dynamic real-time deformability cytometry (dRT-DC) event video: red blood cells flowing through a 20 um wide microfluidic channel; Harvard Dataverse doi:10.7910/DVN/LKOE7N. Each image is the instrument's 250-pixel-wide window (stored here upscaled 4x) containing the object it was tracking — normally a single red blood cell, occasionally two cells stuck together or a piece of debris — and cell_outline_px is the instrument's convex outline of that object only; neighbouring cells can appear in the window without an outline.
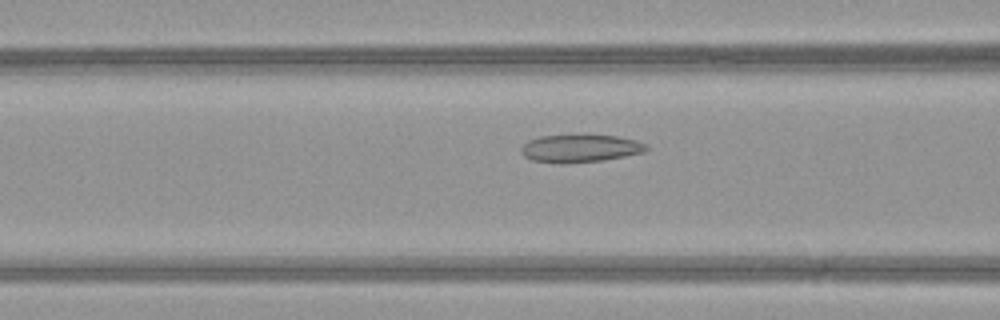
{"species": "common noctule bat (a hibernating species)", "species_latin": "Nyctalus noctula", "temperature_condition": "warm", "stored_images_in_passage": 26, "camera_frame_rate_fps": 3000, "um_per_image_px": 0.085, "animal": {"sex": "female", "body_mass_g": 21.9}, "frame": {"image": 1, "passage_image": 4, "time_ms": 1.0, "image_size_px": [1000, 320], "cell_outline_px": [[648, 148], [644, 152], [604, 160], [560, 164], [532, 160], [524, 156], [520, 152], [520, 148], [528, 140], [540, 136], [616, 136], [636, 140], [648, 144]], "centroid_in_image_um": [49.3, 12.63], "position_along_channel_um": 117.3, "area_um2": 20.06}}
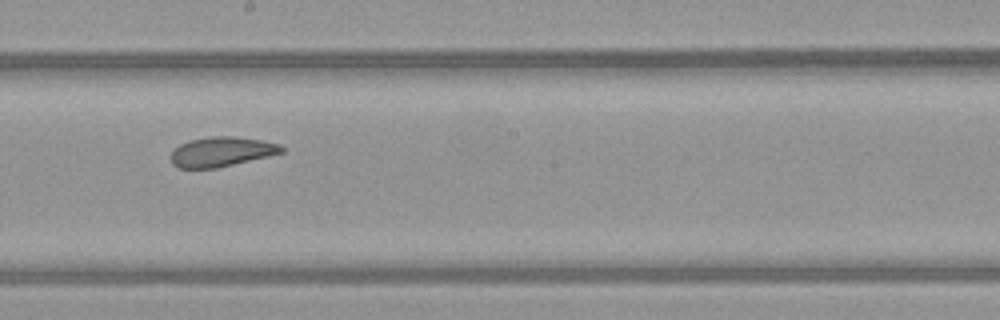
{"frame": {"image": 2, "passage_image": 12, "time_ms": 3.667, "image_size_px": [1000, 320], "cell_outline_px": [[284, 152], [268, 156], [216, 168], [180, 168], [172, 164], [172, 152], [180, 144], [192, 140], [212, 136], [232, 136], [260, 140], [280, 144], [284, 148]], "centroid_in_image_um": [18.85, 12.9], "position_along_channel_um": 229.4, "area_um2": 18.84}}
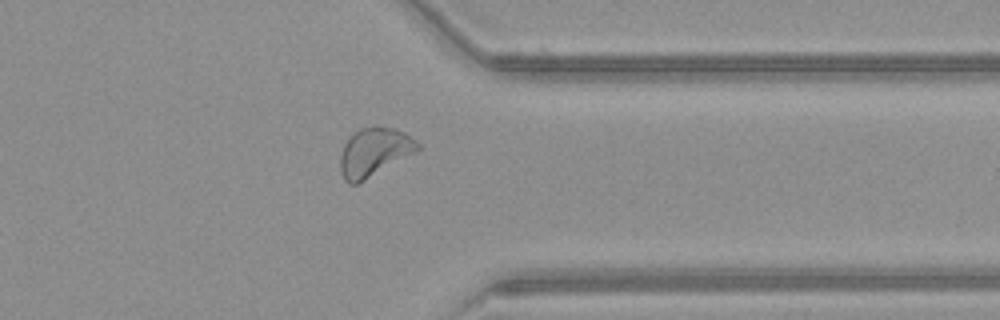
{"frame": {"image": 3, "passage_image": 23, "time_ms": 7.333, "image_size_px": [1000, 320], "cell_outline_px": [[420, 148], [416, 152], [364, 180], [356, 184], [348, 184], [344, 180], [340, 172], [340, 156], [344, 144], [352, 132], [360, 128], [376, 124], [396, 128], [404, 132], [416, 140], [420, 144]], "centroid_in_image_um": [31.79, 12.89], "position_along_channel_um": 379.6, "area_um2": 22.2}, "authors_computed_cell_mechanics": {"area_um2": 19.8832, "velocity_mm_per_s": 4.1915, "shape_relaxation_time_tau1_ms": 7.8717, "shape_relaxation_time_tau2_ms": 1.3741, "deformation_change_tau1": 0.1509, "deformation_change_tau2": 0.0763}}